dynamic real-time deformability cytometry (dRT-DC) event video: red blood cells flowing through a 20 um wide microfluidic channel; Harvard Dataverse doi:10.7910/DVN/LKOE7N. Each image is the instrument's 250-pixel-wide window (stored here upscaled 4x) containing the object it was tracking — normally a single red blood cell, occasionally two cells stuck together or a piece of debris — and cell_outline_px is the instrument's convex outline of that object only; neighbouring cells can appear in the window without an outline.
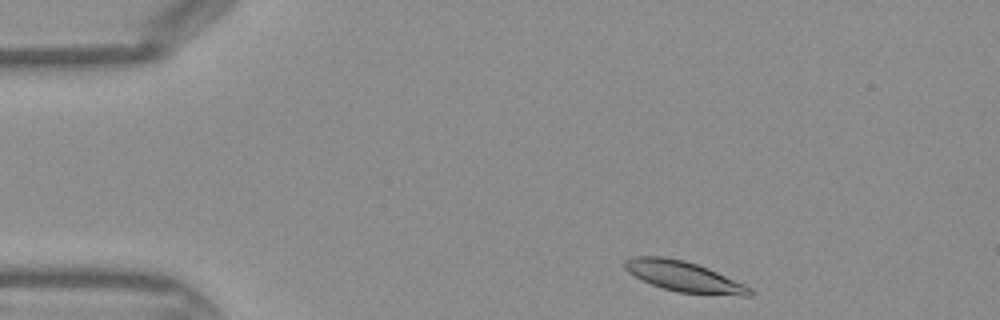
{"species": "Egyptian fruit bat (a non-hibernating species)", "species_latin": "Rousettus aegyptiacus", "temperature_condition": "warm", "stored_images_in_passage": 38, "camera_frame_rate_fps": 3000, "um_per_image_px": 0.085, "frame": {"image": 1, "passage_image": 1, "time_ms": 0.0, "image_size_px": [1000, 320], "cell_outline_px": [[752, 296], [740, 296], [676, 292], [652, 284], [628, 272], [624, 268], [624, 260], [632, 256], [664, 256], [684, 260], [708, 268], [744, 284], [752, 288]], "centroid_in_image_um": [58.13, 23.5], "position_along_channel_um": 26.9, "area_um2": 22.08}}
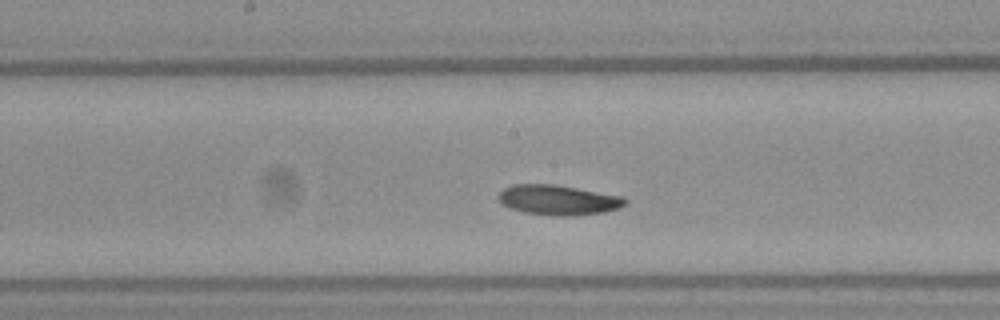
{"frame": {"image": 2, "passage_image": 17, "time_ms": 5.333, "image_size_px": [1000, 320], "cell_outline_px": [[628, 200], [620, 208], [604, 212], [572, 216], [552, 216], [524, 212], [512, 208], [504, 204], [496, 196], [504, 188], [512, 184], [556, 184], [624, 196]], "centroid_in_image_um": [47.48, 16.99], "position_along_channel_um": 200.7, "area_um2": 22.31}}
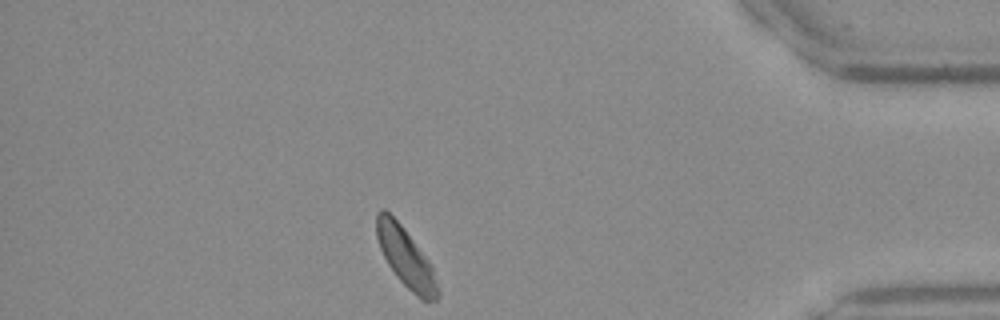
{"frame": {"image": 3, "passage_image": 33, "time_ms": 10.667, "image_size_px": [1000, 320], "cell_outline_px": [[440, 296], [436, 300], [424, 300], [416, 296], [396, 276], [388, 264], [380, 248], [376, 236], [376, 212], [380, 208], [384, 208], [400, 224], [432, 264], [440, 288]], "centroid_in_image_um": [34.51, 21.9], "position_along_channel_um": 400.7, "area_um2": 21.15}}